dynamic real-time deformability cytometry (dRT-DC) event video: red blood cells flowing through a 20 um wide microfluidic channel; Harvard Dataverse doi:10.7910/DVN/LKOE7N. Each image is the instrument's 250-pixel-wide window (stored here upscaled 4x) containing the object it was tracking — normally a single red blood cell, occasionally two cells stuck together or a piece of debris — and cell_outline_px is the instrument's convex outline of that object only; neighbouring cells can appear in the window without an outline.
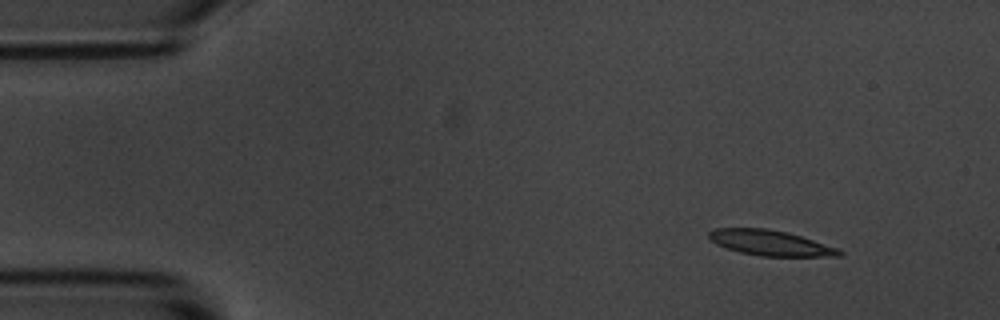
{"species": "common noctule bat (a hibernating species)", "species_latin": "Nyctalus noctula", "temperature_condition": "room temperature", "stored_images_in_passage": 8, "camera_frame_rate_fps": 3000, "um_per_image_px": 0.085, "animal": {"sex": "male", "body_mass_g": 20.1, "forearm_length_mm": 53.5}, "frame": {"image": 1, "passage_image": 2, "time_ms": 1.0, "image_size_px": [1000, 320], "cell_outline_px": [[844, 256], [760, 256], [740, 252], [716, 244], [708, 236], [708, 232], [716, 228], [768, 228], [788, 232], [840, 248], [844, 252]], "centroid_in_image_um": [65.54, 20.64], "position_along_channel_um": 19.5, "area_um2": 19.36}}
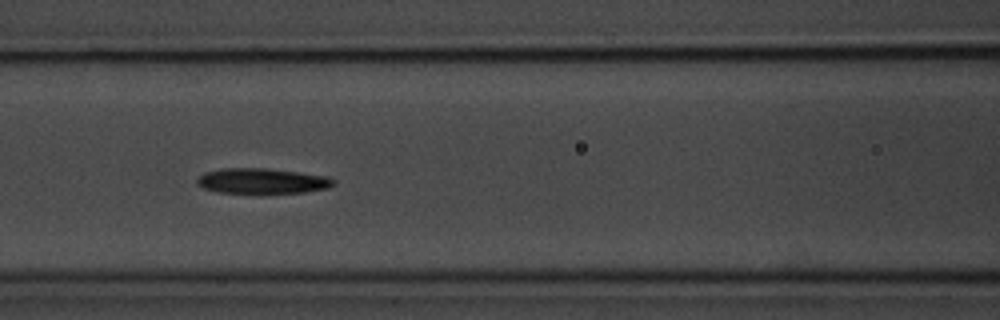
{"frame": {"image": 2, "passage_image": 7, "time_ms": 6.667, "image_size_px": [1000, 320], "cell_outline_px": [[336, 180], [328, 188], [304, 192], [260, 196], [216, 192], [204, 188], [196, 184], [196, 180], [204, 172], [224, 168], [268, 168], [300, 172], [328, 176]], "centroid_in_image_um": [22.26, 15.42], "position_along_channel_um": 144.3, "area_um2": 21.21}}
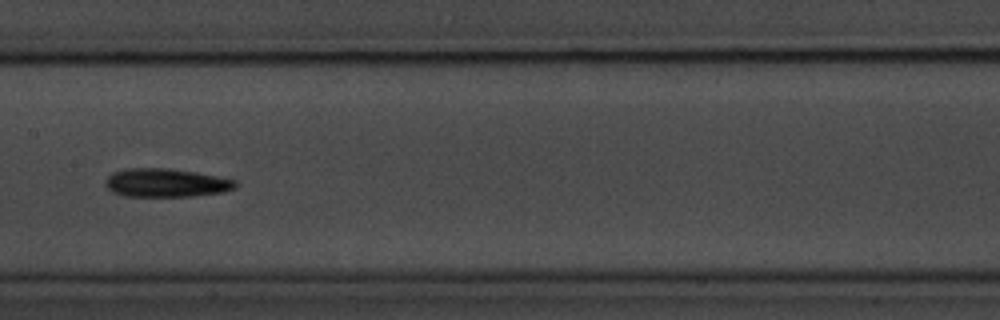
{"frame": {"image": 3, "passage_image": 8, "time_ms": 8.0, "image_size_px": [1000, 320], "cell_outline_px": [[236, 188], [224, 192], [192, 196], [124, 196], [112, 192], [104, 184], [104, 180], [112, 172], [124, 168], [168, 168], [196, 172], [236, 180]], "centroid_in_image_um": [14.08, 15.53], "position_along_channel_um": 193.3, "area_um2": 21.73}}